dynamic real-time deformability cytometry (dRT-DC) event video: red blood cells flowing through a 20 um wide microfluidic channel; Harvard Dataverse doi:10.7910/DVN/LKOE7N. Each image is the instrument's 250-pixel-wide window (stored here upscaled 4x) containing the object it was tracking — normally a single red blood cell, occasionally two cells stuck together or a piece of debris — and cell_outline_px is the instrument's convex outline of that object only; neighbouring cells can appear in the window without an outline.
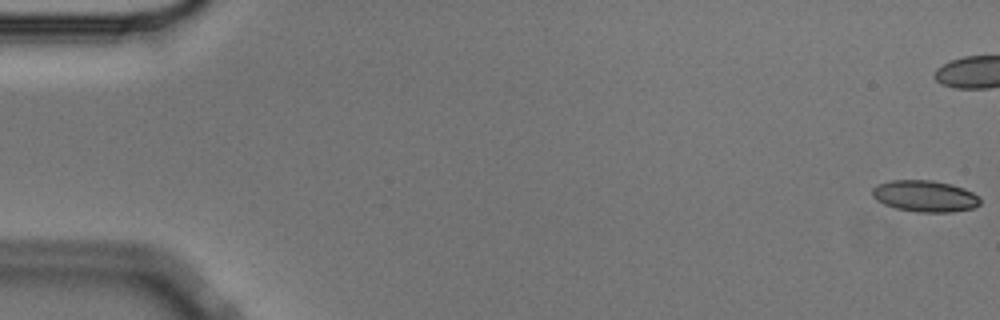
{"species": "Egyptian fruit bat (a non-hibernating species)", "species_latin": "Rousettus aegyptiacus", "temperature_condition": "cold", "stored_images_in_passage": 46, "camera_frame_rate_fps": 3000, "um_per_image_px": 0.085, "animal": {"sex": "male"}, "frame": {"image": 1, "passage_image": 1, "time_ms": 0.0, "image_size_px": [1000, 320], "cell_outline_px": [[980, 204], [972, 208], [952, 212], [916, 212], [896, 208], [884, 204], [876, 200], [872, 196], [872, 188], [876, 184], [892, 180], [932, 180], [952, 184], [964, 188], [980, 196]], "centroid_in_image_um": [78.61, 16.66], "position_along_channel_um": 6.4, "area_um2": 19.94}}
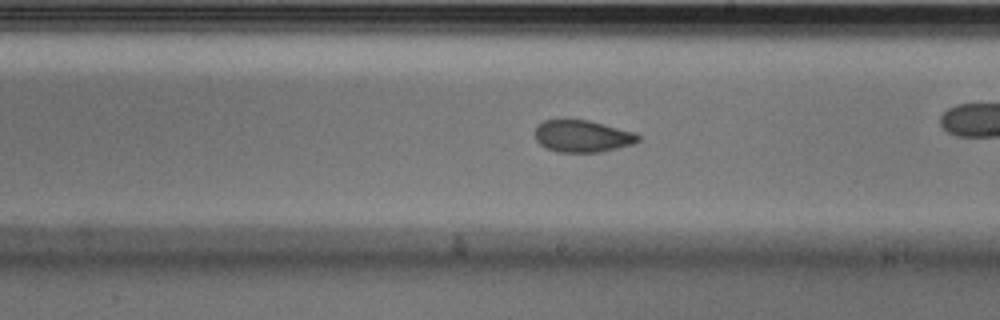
{"frame": {"image": 2, "passage_image": 33, "time_ms": 10.667, "image_size_px": [1000, 320], "cell_outline_px": [[640, 140], [632, 144], [600, 152], [556, 152], [540, 144], [536, 140], [536, 124], [544, 120], [588, 120], [636, 132], [640, 136]], "centroid_in_image_um": [49.51, 11.57], "position_along_channel_um": 239.5, "area_um2": 19.19}}